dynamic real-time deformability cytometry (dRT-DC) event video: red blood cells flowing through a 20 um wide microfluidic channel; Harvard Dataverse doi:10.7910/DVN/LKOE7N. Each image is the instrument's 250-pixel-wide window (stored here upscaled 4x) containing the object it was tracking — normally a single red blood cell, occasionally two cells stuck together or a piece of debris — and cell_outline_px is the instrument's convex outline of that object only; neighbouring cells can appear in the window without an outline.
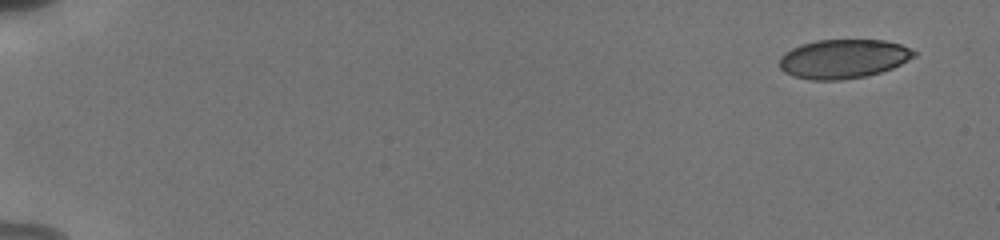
{"species": "human", "species_latin": "Homo sapiens", "temperature_condition": "cold", "stored_images_in_passage": 19, "camera_frame_rate_fps": 3000, "um_per_image_px": 0.085, "donor": {"sex": "male"}, "frame": {"image": 1, "passage_image": 1, "time_ms": 0.0, "image_size_px": [1000, 240], "cell_outline_px": [[916, 56], [892, 68], [880, 72], [864, 76], [840, 80], [812, 80], [792, 76], [784, 72], [780, 68], [780, 56], [784, 52], [800, 44], [816, 40], [884, 40], [900, 44], [916, 52]], "centroid_in_image_um": [71.65, 5.0], "position_along_channel_um": 13.4, "area_um2": 30.63}}
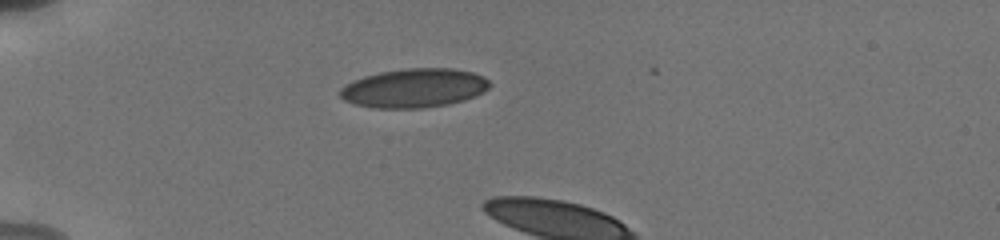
{"frame": {"image": 2, "passage_image": 15, "time_ms": 4.667, "image_size_px": [1000, 240], "cell_outline_px": [[492, 84], [484, 92], [476, 96], [464, 100], [448, 104], [424, 108], [372, 108], [352, 104], [344, 100], [340, 96], [340, 88], [344, 84], [352, 80], [364, 76], [380, 72], [408, 68], [452, 68], [472, 72], [484, 76]], "centroid_in_image_um": [35.19, 7.49], "position_along_channel_um": 49.8, "area_um2": 34.33}}